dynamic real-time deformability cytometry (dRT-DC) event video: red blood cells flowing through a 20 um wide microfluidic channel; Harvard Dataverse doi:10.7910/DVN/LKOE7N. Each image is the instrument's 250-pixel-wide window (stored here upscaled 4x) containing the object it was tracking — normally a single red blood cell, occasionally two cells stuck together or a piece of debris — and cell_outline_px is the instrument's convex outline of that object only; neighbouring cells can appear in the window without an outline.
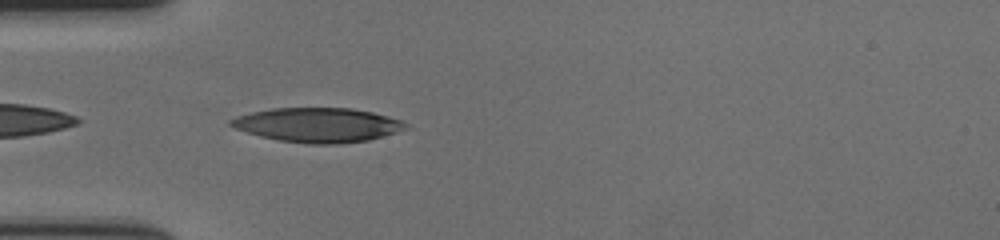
{"species": "human", "species_latin": "Homo sapiens", "temperature_condition": "cold", "stored_images_in_passage": 34, "camera_frame_rate_fps": 3000, "um_per_image_px": 0.085, "donor": {"sex": "female"}, "frame": {"image": 1, "passage_image": 2, "time_ms": 0.333, "image_size_px": [1000, 240], "cell_outline_px": [[412, 128], [368, 140], [340, 144], [308, 144], [280, 140], [260, 136], [236, 128], [228, 124], [228, 120], [236, 116], [252, 112], [272, 108], [352, 108], [372, 112], [388, 116], [400, 120], [408, 124]], "centroid_in_image_um": [27.05, 10.62], "position_along_channel_um": 58.0, "area_um2": 35.14}}
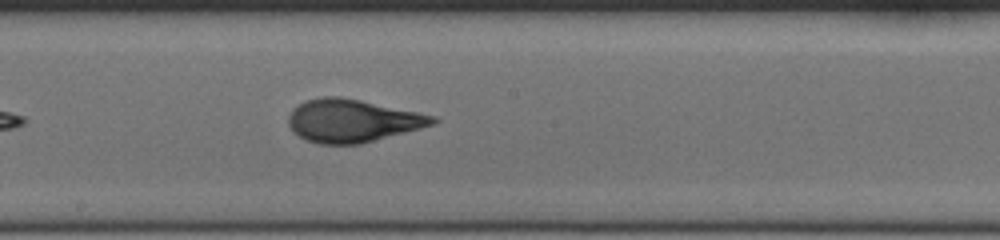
{"frame": {"image": 2, "passage_image": 16, "time_ms": 5.0, "image_size_px": [1000, 240], "cell_outline_px": [[440, 120], [432, 124], [420, 128], [360, 144], [320, 144], [304, 140], [292, 132], [288, 124], [288, 116], [292, 108], [304, 100], [324, 96], [340, 96], [360, 100], [436, 116]], "centroid_in_image_um": [29.88, 10.26], "position_along_channel_um": 218.3, "area_um2": 36.07}}
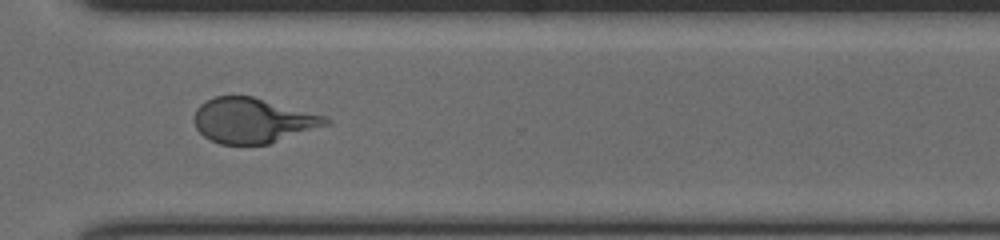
{"frame": {"image": 3, "passage_image": 27, "time_ms": 8.667, "image_size_px": [1000, 240], "cell_outline_px": [[332, 124], [268, 144], [220, 144], [204, 136], [196, 128], [196, 108], [200, 104], [216, 96], [252, 96], [328, 116], [332, 120]], "centroid_in_image_um": [21.57, 10.24], "position_along_channel_um": 349.0, "area_um2": 34.51}, "authors_computed_cell_mechanics": {"area_um2": 35.1424, "velocity_mm_per_s": 3.5556, "shape_relaxation_time_tau1_ms": 4.97, "shape_relaxation_time_tau2_ms": 1.0982, "deformation_change_tau1": 0.2109, "deformation_change_tau2": 0.0884}}